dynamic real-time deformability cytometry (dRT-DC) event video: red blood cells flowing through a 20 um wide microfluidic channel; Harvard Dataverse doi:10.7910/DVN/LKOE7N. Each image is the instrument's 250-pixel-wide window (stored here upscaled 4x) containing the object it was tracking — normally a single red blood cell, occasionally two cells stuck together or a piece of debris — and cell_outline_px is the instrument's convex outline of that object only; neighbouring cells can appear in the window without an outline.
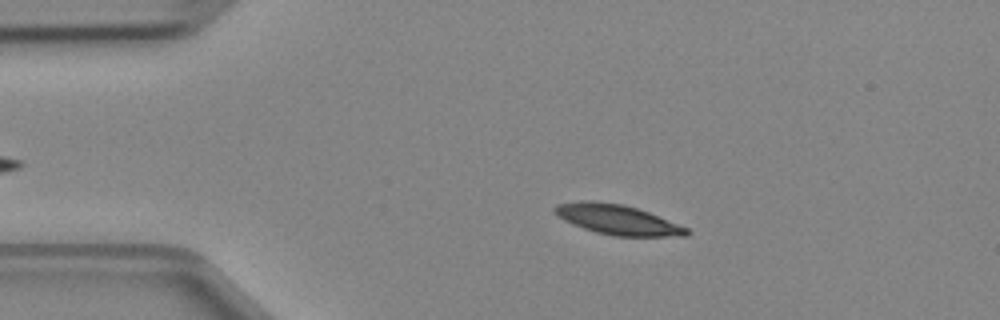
{"species": "Egyptian fruit bat (a non-hibernating species)", "species_latin": "Rousettus aegyptiacus", "temperature_condition": "cold", "stored_images_in_passage": 3, "camera_frame_rate_fps": 3000, "um_per_image_px": 0.085, "animal": {"sex": "female"}, "frame": {"image": 1, "passage_image": 2, "time_ms": 0.333, "image_size_px": [1000, 320], "cell_outline_px": [[692, 232], [688, 236], [612, 236], [596, 232], [572, 224], [564, 220], [552, 212], [552, 208], [556, 204], [580, 200], [592, 200], [620, 204], [636, 208], [648, 212], [688, 228]], "centroid_in_image_um": [52.45, 18.66], "position_along_channel_um": 32.6, "area_um2": 23.06}}